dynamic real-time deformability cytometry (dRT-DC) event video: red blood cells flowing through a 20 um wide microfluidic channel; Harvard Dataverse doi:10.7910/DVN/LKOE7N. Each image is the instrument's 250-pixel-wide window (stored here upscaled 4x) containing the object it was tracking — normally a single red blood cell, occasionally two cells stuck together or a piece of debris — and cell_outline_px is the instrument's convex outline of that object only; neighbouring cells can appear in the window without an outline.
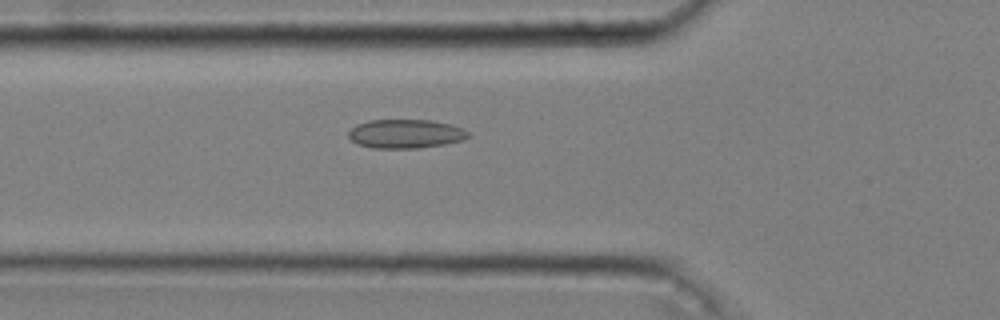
{"species": "common noctule bat (a hibernating species)", "species_latin": "Nyctalus noctula", "temperature_condition": "cold", "stored_images_in_passage": 48, "camera_frame_rate_fps": 3000, "um_per_image_px": 0.085, "animal": {"sex": "male", "body_mass_g": 20.4}, "frame": {"image": 1, "passage_image": 19, "time_ms": 6.0, "image_size_px": [1000, 320], "cell_outline_px": [[472, 136], [464, 140], [444, 144], [420, 148], [372, 148], [356, 144], [348, 136], [348, 132], [356, 124], [368, 120], [432, 120], [448, 124], [460, 128], [468, 132]], "centroid_in_image_um": [34.45, 11.38], "position_along_channel_um": 91.3, "area_um2": 20.23}}
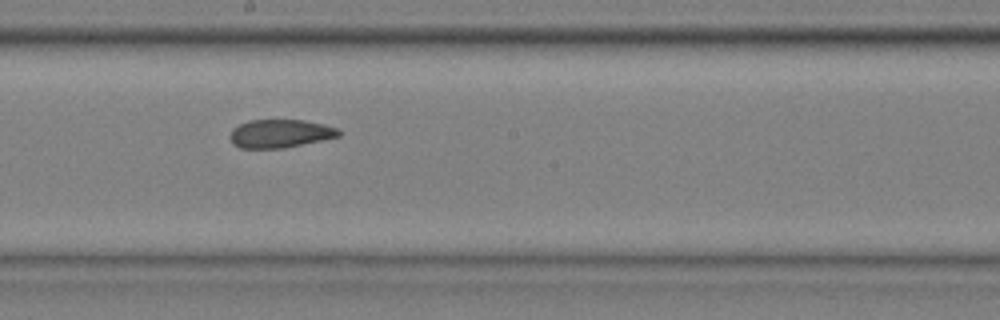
{"frame": {"image": 2, "passage_image": 30, "time_ms": 9.667, "image_size_px": [1000, 320], "cell_outline_px": [[340, 136], [284, 148], [240, 148], [232, 144], [232, 128], [248, 120], [304, 120], [324, 124], [336, 128], [340, 132]], "centroid_in_image_um": [23.81, 11.35], "position_along_channel_um": 224.4, "area_um2": 17.74}}
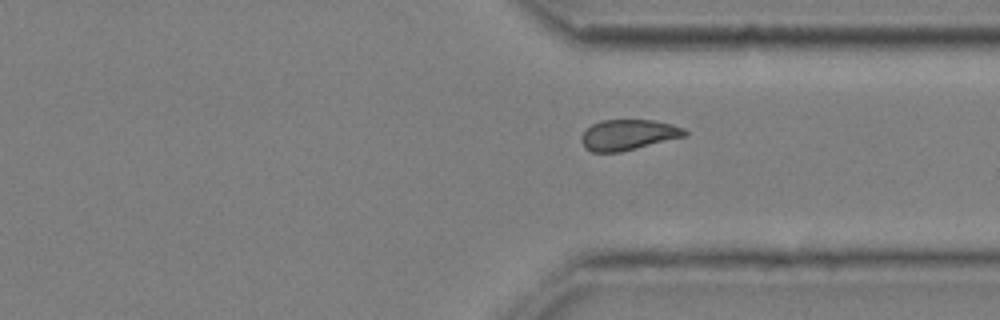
{"frame": {"image": 3, "passage_image": 41, "time_ms": 13.333, "image_size_px": [1000, 320], "cell_outline_px": [[688, 136], [620, 152], [592, 152], [584, 148], [580, 140], [580, 136], [592, 124], [600, 120], [656, 120], [672, 124], [684, 128], [688, 132]], "centroid_in_image_um": [53.42, 11.46], "position_along_channel_um": 358.0, "area_um2": 18.67}, "authors_computed_cell_mechanics": {"area_um2": 19.3052, "velocity_mm_per_s": 3.6314, "shape_relaxation_time_tau1_ms": null, "shape_relaxation_time_tau2_ms": 2.5105, "deformation_change_tau1": null, "deformation_change_tau2": 0.0681}}